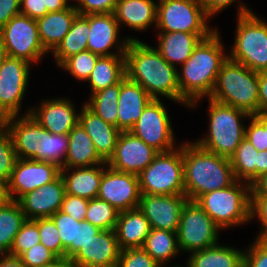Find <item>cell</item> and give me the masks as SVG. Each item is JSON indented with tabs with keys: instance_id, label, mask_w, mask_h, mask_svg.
Segmentation results:
<instances>
[{
	"instance_id": "obj_24",
	"label": "cell",
	"mask_w": 267,
	"mask_h": 267,
	"mask_svg": "<svg viewBox=\"0 0 267 267\" xmlns=\"http://www.w3.org/2000/svg\"><path fill=\"white\" fill-rule=\"evenodd\" d=\"M79 124L92 139L97 153L107 162L114 154L120 130L102 120L84 103L79 110Z\"/></svg>"
},
{
	"instance_id": "obj_59",
	"label": "cell",
	"mask_w": 267,
	"mask_h": 267,
	"mask_svg": "<svg viewBox=\"0 0 267 267\" xmlns=\"http://www.w3.org/2000/svg\"><path fill=\"white\" fill-rule=\"evenodd\" d=\"M267 173V150L258 152V165H256V178Z\"/></svg>"
},
{
	"instance_id": "obj_42",
	"label": "cell",
	"mask_w": 267,
	"mask_h": 267,
	"mask_svg": "<svg viewBox=\"0 0 267 267\" xmlns=\"http://www.w3.org/2000/svg\"><path fill=\"white\" fill-rule=\"evenodd\" d=\"M59 231L62 247L65 250V259L71 260V244H76L77 221L69 214L58 210L51 216Z\"/></svg>"
},
{
	"instance_id": "obj_12",
	"label": "cell",
	"mask_w": 267,
	"mask_h": 267,
	"mask_svg": "<svg viewBox=\"0 0 267 267\" xmlns=\"http://www.w3.org/2000/svg\"><path fill=\"white\" fill-rule=\"evenodd\" d=\"M166 108L161 100L152 99L129 130L158 152H168L177 148L172 122Z\"/></svg>"
},
{
	"instance_id": "obj_33",
	"label": "cell",
	"mask_w": 267,
	"mask_h": 267,
	"mask_svg": "<svg viewBox=\"0 0 267 267\" xmlns=\"http://www.w3.org/2000/svg\"><path fill=\"white\" fill-rule=\"evenodd\" d=\"M89 33V15L78 14L72 22L70 31L52 52L56 65L59 66L72 55L88 50Z\"/></svg>"
},
{
	"instance_id": "obj_6",
	"label": "cell",
	"mask_w": 267,
	"mask_h": 267,
	"mask_svg": "<svg viewBox=\"0 0 267 267\" xmlns=\"http://www.w3.org/2000/svg\"><path fill=\"white\" fill-rule=\"evenodd\" d=\"M208 134L194 142L201 148L230 158L245 137L243 119L251 117L247 112L208 98Z\"/></svg>"
},
{
	"instance_id": "obj_40",
	"label": "cell",
	"mask_w": 267,
	"mask_h": 267,
	"mask_svg": "<svg viewBox=\"0 0 267 267\" xmlns=\"http://www.w3.org/2000/svg\"><path fill=\"white\" fill-rule=\"evenodd\" d=\"M99 57V55L86 50L65 59L58 67L67 71L74 79L86 82Z\"/></svg>"
},
{
	"instance_id": "obj_23",
	"label": "cell",
	"mask_w": 267,
	"mask_h": 267,
	"mask_svg": "<svg viewBox=\"0 0 267 267\" xmlns=\"http://www.w3.org/2000/svg\"><path fill=\"white\" fill-rule=\"evenodd\" d=\"M152 100L146 90L126 75L120 80L118 97V129L129 131Z\"/></svg>"
},
{
	"instance_id": "obj_47",
	"label": "cell",
	"mask_w": 267,
	"mask_h": 267,
	"mask_svg": "<svg viewBox=\"0 0 267 267\" xmlns=\"http://www.w3.org/2000/svg\"><path fill=\"white\" fill-rule=\"evenodd\" d=\"M19 258L26 267H43L58 259V257L42 243H38L26 250Z\"/></svg>"
},
{
	"instance_id": "obj_26",
	"label": "cell",
	"mask_w": 267,
	"mask_h": 267,
	"mask_svg": "<svg viewBox=\"0 0 267 267\" xmlns=\"http://www.w3.org/2000/svg\"><path fill=\"white\" fill-rule=\"evenodd\" d=\"M150 230L149 221L138 207L121 211L114 228L121 250L143 247Z\"/></svg>"
},
{
	"instance_id": "obj_27",
	"label": "cell",
	"mask_w": 267,
	"mask_h": 267,
	"mask_svg": "<svg viewBox=\"0 0 267 267\" xmlns=\"http://www.w3.org/2000/svg\"><path fill=\"white\" fill-rule=\"evenodd\" d=\"M78 11L71 4L68 8L59 12H48L37 19L40 41L44 49L52 53L70 31L71 25Z\"/></svg>"
},
{
	"instance_id": "obj_56",
	"label": "cell",
	"mask_w": 267,
	"mask_h": 267,
	"mask_svg": "<svg viewBox=\"0 0 267 267\" xmlns=\"http://www.w3.org/2000/svg\"><path fill=\"white\" fill-rule=\"evenodd\" d=\"M238 0H200L206 14L212 18Z\"/></svg>"
},
{
	"instance_id": "obj_38",
	"label": "cell",
	"mask_w": 267,
	"mask_h": 267,
	"mask_svg": "<svg viewBox=\"0 0 267 267\" xmlns=\"http://www.w3.org/2000/svg\"><path fill=\"white\" fill-rule=\"evenodd\" d=\"M68 152V134H54L43 128L41 153L35 159L58 166L65 164Z\"/></svg>"
},
{
	"instance_id": "obj_10",
	"label": "cell",
	"mask_w": 267,
	"mask_h": 267,
	"mask_svg": "<svg viewBox=\"0 0 267 267\" xmlns=\"http://www.w3.org/2000/svg\"><path fill=\"white\" fill-rule=\"evenodd\" d=\"M219 228L211 217L195 202L187 201L181 211L177 233L180 251L193 253L217 245Z\"/></svg>"
},
{
	"instance_id": "obj_41",
	"label": "cell",
	"mask_w": 267,
	"mask_h": 267,
	"mask_svg": "<svg viewBox=\"0 0 267 267\" xmlns=\"http://www.w3.org/2000/svg\"><path fill=\"white\" fill-rule=\"evenodd\" d=\"M17 154L14 150L11 135L6 126L0 122V178L9 182L14 170Z\"/></svg>"
},
{
	"instance_id": "obj_60",
	"label": "cell",
	"mask_w": 267,
	"mask_h": 267,
	"mask_svg": "<svg viewBox=\"0 0 267 267\" xmlns=\"http://www.w3.org/2000/svg\"><path fill=\"white\" fill-rule=\"evenodd\" d=\"M8 193V182L0 178V206L10 201Z\"/></svg>"
},
{
	"instance_id": "obj_15",
	"label": "cell",
	"mask_w": 267,
	"mask_h": 267,
	"mask_svg": "<svg viewBox=\"0 0 267 267\" xmlns=\"http://www.w3.org/2000/svg\"><path fill=\"white\" fill-rule=\"evenodd\" d=\"M89 27L88 50L99 56L125 55L129 41L138 40L133 36L120 39V27L114 13L89 14ZM112 48L115 51L112 52Z\"/></svg>"
},
{
	"instance_id": "obj_16",
	"label": "cell",
	"mask_w": 267,
	"mask_h": 267,
	"mask_svg": "<svg viewBox=\"0 0 267 267\" xmlns=\"http://www.w3.org/2000/svg\"><path fill=\"white\" fill-rule=\"evenodd\" d=\"M60 174L61 169L54 164L18 158L8 182L10 199L17 201L24 194L52 182Z\"/></svg>"
},
{
	"instance_id": "obj_21",
	"label": "cell",
	"mask_w": 267,
	"mask_h": 267,
	"mask_svg": "<svg viewBox=\"0 0 267 267\" xmlns=\"http://www.w3.org/2000/svg\"><path fill=\"white\" fill-rule=\"evenodd\" d=\"M21 115L5 118L1 122L11 135L17 157L36 159L41 153L43 127L30 114Z\"/></svg>"
},
{
	"instance_id": "obj_58",
	"label": "cell",
	"mask_w": 267,
	"mask_h": 267,
	"mask_svg": "<svg viewBox=\"0 0 267 267\" xmlns=\"http://www.w3.org/2000/svg\"><path fill=\"white\" fill-rule=\"evenodd\" d=\"M43 9H47L48 12H59L68 8L71 4L69 0H42Z\"/></svg>"
},
{
	"instance_id": "obj_43",
	"label": "cell",
	"mask_w": 267,
	"mask_h": 267,
	"mask_svg": "<svg viewBox=\"0 0 267 267\" xmlns=\"http://www.w3.org/2000/svg\"><path fill=\"white\" fill-rule=\"evenodd\" d=\"M40 243L53 252L58 258L65 259V250L59 237V231L51 217L37 218Z\"/></svg>"
},
{
	"instance_id": "obj_51",
	"label": "cell",
	"mask_w": 267,
	"mask_h": 267,
	"mask_svg": "<svg viewBox=\"0 0 267 267\" xmlns=\"http://www.w3.org/2000/svg\"><path fill=\"white\" fill-rule=\"evenodd\" d=\"M250 217L261 225L256 238H267V197H251Z\"/></svg>"
},
{
	"instance_id": "obj_62",
	"label": "cell",
	"mask_w": 267,
	"mask_h": 267,
	"mask_svg": "<svg viewBox=\"0 0 267 267\" xmlns=\"http://www.w3.org/2000/svg\"><path fill=\"white\" fill-rule=\"evenodd\" d=\"M43 267H74L70 260L58 258L54 262L44 265Z\"/></svg>"
},
{
	"instance_id": "obj_61",
	"label": "cell",
	"mask_w": 267,
	"mask_h": 267,
	"mask_svg": "<svg viewBox=\"0 0 267 267\" xmlns=\"http://www.w3.org/2000/svg\"><path fill=\"white\" fill-rule=\"evenodd\" d=\"M0 267H26L19 257L8 256L0 262Z\"/></svg>"
},
{
	"instance_id": "obj_2",
	"label": "cell",
	"mask_w": 267,
	"mask_h": 267,
	"mask_svg": "<svg viewBox=\"0 0 267 267\" xmlns=\"http://www.w3.org/2000/svg\"><path fill=\"white\" fill-rule=\"evenodd\" d=\"M126 76L142 86L152 99L160 96L181 104L178 68L170 65L153 46L130 40L125 52Z\"/></svg>"
},
{
	"instance_id": "obj_32",
	"label": "cell",
	"mask_w": 267,
	"mask_h": 267,
	"mask_svg": "<svg viewBox=\"0 0 267 267\" xmlns=\"http://www.w3.org/2000/svg\"><path fill=\"white\" fill-rule=\"evenodd\" d=\"M125 75V55L100 56L86 81L90 85L89 95L118 83Z\"/></svg>"
},
{
	"instance_id": "obj_22",
	"label": "cell",
	"mask_w": 267,
	"mask_h": 267,
	"mask_svg": "<svg viewBox=\"0 0 267 267\" xmlns=\"http://www.w3.org/2000/svg\"><path fill=\"white\" fill-rule=\"evenodd\" d=\"M120 251L113 230H101L70 260L74 267H96L118 262Z\"/></svg>"
},
{
	"instance_id": "obj_55",
	"label": "cell",
	"mask_w": 267,
	"mask_h": 267,
	"mask_svg": "<svg viewBox=\"0 0 267 267\" xmlns=\"http://www.w3.org/2000/svg\"><path fill=\"white\" fill-rule=\"evenodd\" d=\"M259 104L258 113L267 118V72H259Z\"/></svg>"
},
{
	"instance_id": "obj_31",
	"label": "cell",
	"mask_w": 267,
	"mask_h": 267,
	"mask_svg": "<svg viewBox=\"0 0 267 267\" xmlns=\"http://www.w3.org/2000/svg\"><path fill=\"white\" fill-rule=\"evenodd\" d=\"M244 253L242 249L219 243L190 253L186 264L188 267H244Z\"/></svg>"
},
{
	"instance_id": "obj_46",
	"label": "cell",
	"mask_w": 267,
	"mask_h": 267,
	"mask_svg": "<svg viewBox=\"0 0 267 267\" xmlns=\"http://www.w3.org/2000/svg\"><path fill=\"white\" fill-rule=\"evenodd\" d=\"M120 267H161L142 247L120 251Z\"/></svg>"
},
{
	"instance_id": "obj_54",
	"label": "cell",
	"mask_w": 267,
	"mask_h": 267,
	"mask_svg": "<svg viewBox=\"0 0 267 267\" xmlns=\"http://www.w3.org/2000/svg\"><path fill=\"white\" fill-rule=\"evenodd\" d=\"M20 13V0H0V29Z\"/></svg>"
},
{
	"instance_id": "obj_11",
	"label": "cell",
	"mask_w": 267,
	"mask_h": 267,
	"mask_svg": "<svg viewBox=\"0 0 267 267\" xmlns=\"http://www.w3.org/2000/svg\"><path fill=\"white\" fill-rule=\"evenodd\" d=\"M0 41L7 56L32 65L48 55L40 41L37 21L22 14L11 18L0 29Z\"/></svg>"
},
{
	"instance_id": "obj_3",
	"label": "cell",
	"mask_w": 267,
	"mask_h": 267,
	"mask_svg": "<svg viewBox=\"0 0 267 267\" xmlns=\"http://www.w3.org/2000/svg\"><path fill=\"white\" fill-rule=\"evenodd\" d=\"M183 176L189 201L225 188L236 180L229 158L209 152L194 141L183 143Z\"/></svg>"
},
{
	"instance_id": "obj_1",
	"label": "cell",
	"mask_w": 267,
	"mask_h": 267,
	"mask_svg": "<svg viewBox=\"0 0 267 267\" xmlns=\"http://www.w3.org/2000/svg\"><path fill=\"white\" fill-rule=\"evenodd\" d=\"M218 29L202 39L191 56L177 71L181 104L197 108L198 102L209 98L222 64L227 60Z\"/></svg>"
},
{
	"instance_id": "obj_49",
	"label": "cell",
	"mask_w": 267,
	"mask_h": 267,
	"mask_svg": "<svg viewBox=\"0 0 267 267\" xmlns=\"http://www.w3.org/2000/svg\"><path fill=\"white\" fill-rule=\"evenodd\" d=\"M73 3L79 15L114 13L118 0H76Z\"/></svg>"
},
{
	"instance_id": "obj_44",
	"label": "cell",
	"mask_w": 267,
	"mask_h": 267,
	"mask_svg": "<svg viewBox=\"0 0 267 267\" xmlns=\"http://www.w3.org/2000/svg\"><path fill=\"white\" fill-rule=\"evenodd\" d=\"M40 243L38 224L34 220H27L16 234L10 256L19 257L23 252Z\"/></svg>"
},
{
	"instance_id": "obj_30",
	"label": "cell",
	"mask_w": 267,
	"mask_h": 267,
	"mask_svg": "<svg viewBox=\"0 0 267 267\" xmlns=\"http://www.w3.org/2000/svg\"><path fill=\"white\" fill-rule=\"evenodd\" d=\"M105 162L97 153L90 136L78 123L68 133V152L63 168L91 167Z\"/></svg>"
},
{
	"instance_id": "obj_17",
	"label": "cell",
	"mask_w": 267,
	"mask_h": 267,
	"mask_svg": "<svg viewBox=\"0 0 267 267\" xmlns=\"http://www.w3.org/2000/svg\"><path fill=\"white\" fill-rule=\"evenodd\" d=\"M159 152L130 131H121L114 154L107 165L114 170L138 175L154 159Z\"/></svg>"
},
{
	"instance_id": "obj_63",
	"label": "cell",
	"mask_w": 267,
	"mask_h": 267,
	"mask_svg": "<svg viewBox=\"0 0 267 267\" xmlns=\"http://www.w3.org/2000/svg\"><path fill=\"white\" fill-rule=\"evenodd\" d=\"M9 255V251L5 247L0 245V262L2 260H5Z\"/></svg>"
},
{
	"instance_id": "obj_29",
	"label": "cell",
	"mask_w": 267,
	"mask_h": 267,
	"mask_svg": "<svg viewBox=\"0 0 267 267\" xmlns=\"http://www.w3.org/2000/svg\"><path fill=\"white\" fill-rule=\"evenodd\" d=\"M156 49L174 67H180L191 56L202 38L197 34L184 32H158Z\"/></svg>"
},
{
	"instance_id": "obj_65",
	"label": "cell",
	"mask_w": 267,
	"mask_h": 267,
	"mask_svg": "<svg viewBox=\"0 0 267 267\" xmlns=\"http://www.w3.org/2000/svg\"><path fill=\"white\" fill-rule=\"evenodd\" d=\"M96 267H120V266H119V263L116 262V263H113V264H110V265H103V266H96Z\"/></svg>"
},
{
	"instance_id": "obj_64",
	"label": "cell",
	"mask_w": 267,
	"mask_h": 267,
	"mask_svg": "<svg viewBox=\"0 0 267 267\" xmlns=\"http://www.w3.org/2000/svg\"><path fill=\"white\" fill-rule=\"evenodd\" d=\"M6 56H7L6 52L4 51V48H3L1 41H0V68H1L2 63L4 62Z\"/></svg>"
},
{
	"instance_id": "obj_18",
	"label": "cell",
	"mask_w": 267,
	"mask_h": 267,
	"mask_svg": "<svg viewBox=\"0 0 267 267\" xmlns=\"http://www.w3.org/2000/svg\"><path fill=\"white\" fill-rule=\"evenodd\" d=\"M187 201L188 198L185 194H141L138 208L149 221L151 228L176 232L182 208Z\"/></svg>"
},
{
	"instance_id": "obj_20",
	"label": "cell",
	"mask_w": 267,
	"mask_h": 267,
	"mask_svg": "<svg viewBox=\"0 0 267 267\" xmlns=\"http://www.w3.org/2000/svg\"><path fill=\"white\" fill-rule=\"evenodd\" d=\"M65 195V182L60 174L52 182L24 194L17 202L25 218L27 220H34L37 218L51 217L58 210H61Z\"/></svg>"
},
{
	"instance_id": "obj_13",
	"label": "cell",
	"mask_w": 267,
	"mask_h": 267,
	"mask_svg": "<svg viewBox=\"0 0 267 267\" xmlns=\"http://www.w3.org/2000/svg\"><path fill=\"white\" fill-rule=\"evenodd\" d=\"M31 64L21 58L6 56L0 68V122L19 116L29 83Z\"/></svg>"
},
{
	"instance_id": "obj_48",
	"label": "cell",
	"mask_w": 267,
	"mask_h": 267,
	"mask_svg": "<svg viewBox=\"0 0 267 267\" xmlns=\"http://www.w3.org/2000/svg\"><path fill=\"white\" fill-rule=\"evenodd\" d=\"M244 253V267H267V238H255Z\"/></svg>"
},
{
	"instance_id": "obj_45",
	"label": "cell",
	"mask_w": 267,
	"mask_h": 267,
	"mask_svg": "<svg viewBox=\"0 0 267 267\" xmlns=\"http://www.w3.org/2000/svg\"><path fill=\"white\" fill-rule=\"evenodd\" d=\"M248 126L245 127V139H247L258 152L267 150V118L260 115H252Z\"/></svg>"
},
{
	"instance_id": "obj_9",
	"label": "cell",
	"mask_w": 267,
	"mask_h": 267,
	"mask_svg": "<svg viewBox=\"0 0 267 267\" xmlns=\"http://www.w3.org/2000/svg\"><path fill=\"white\" fill-rule=\"evenodd\" d=\"M157 32H184L207 38L216 30L210 28V17L200 0H158Z\"/></svg>"
},
{
	"instance_id": "obj_53",
	"label": "cell",
	"mask_w": 267,
	"mask_h": 267,
	"mask_svg": "<svg viewBox=\"0 0 267 267\" xmlns=\"http://www.w3.org/2000/svg\"><path fill=\"white\" fill-rule=\"evenodd\" d=\"M20 13L32 19H39L48 13L42 0H20Z\"/></svg>"
},
{
	"instance_id": "obj_28",
	"label": "cell",
	"mask_w": 267,
	"mask_h": 267,
	"mask_svg": "<svg viewBox=\"0 0 267 267\" xmlns=\"http://www.w3.org/2000/svg\"><path fill=\"white\" fill-rule=\"evenodd\" d=\"M107 162L91 167L62 168L66 194L85 199L97 198L100 181ZM71 172V173H70Z\"/></svg>"
},
{
	"instance_id": "obj_14",
	"label": "cell",
	"mask_w": 267,
	"mask_h": 267,
	"mask_svg": "<svg viewBox=\"0 0 267 267\" xmlns=\"http://www.w3.org/2000/svg\"><path fill=\"white\" fill-rule=\"evenodd\" d=\"M140 197L138 175L120 172L108 165L105 167L97 198L108 202L121 212L137 208Z\"/></svg>"
},
{
	"instance_id": "obj_50",
	"label": "cell",
	"mask_w": 267,
	"mask_h": 267,
	"mask_svg": "<svg viewBox=\"0 0 267 267\" xmlns=\"http://www.w3.org/2000/svg\"><path fill=\"white\" fill-rule=\"evenodd\" d=\"M88 207V199L66 194L62 203L61 211L69 214L77 221L84 220Z\"/></svg>"
},
{
	"instance_id": "obj_52",
	"label": "cell",
	"mask_w": 267,
	"mask_h": 267,
	"mask_svg": "<svg viewBox=\"0 0 267 267\" xmlns=\"http://www.w3.org/2000/svg\"><path fill=\"white\" fill-rule=\"evenodd\" d=\"M101 230L86 220L77 222L76 244H71V259Z\"/></svg>"
},
{
	"instance_id": "obj_34",
	"label": "cell",
	"mask_w": 267,
	"mask_h": 267,
	"mask_svg": "<svg viewBox=\"0 0 267 267\" xmlns=\"http://www.w3.org/2000/svg\"><path fill=\"white\" fill-rule=\"evenodd\" d=\"M160 266H168V262L180 253L177 233L168 230L151 228L142 247Z\"/></svg>"
},
{
	"instance_id": "obj_5",
	"label": "cell",
	"mask_w": 267,
	"mask_h": 267,
	"mask_svg": "<svg viewBox=\"0 0 267 267\" xmlns=\"http://www.w3.org/2000/svg\"><path fill=\"white\" fill-rule=\"evenodd\" d=\"M259 73L229 58L222 64L209 98L256 115L259 104Z\"/></svg>"
},
{
	"instance_id": "obj_19",
	"label": "cell",
	"mask_w": 267,
	"mask_h": 267,
	"mask_svg": "<svg viewBox=\"0 0 267 267\" xmlns=\"http://www.w3.org/2000/svg\"><path fill=\"white\" fill-rule=\"evenodd\" d=\"M70 98L45 99L40 105L24 112L30 114L45 130L54 134H68L79 123V112Z\"/></svg>"
},
{
	"instance_id": "obj_66",
	"label": "cell",
	"mask_w": 267,
	"mask_h": 267,
	"mask_svg": "<svg viewBox=\"0 0 267 267\" xmlns=\"http://www.w3.org/2000/svg\"><path fill=\"white\" fill-rule=\"evenodd\" d=\"M161 267H167V266H161ZM168 267H184V266H180V265H176V266H168ZM185 267H188V266H185Z\"/></svg>"
},
{
	"instance_id": "obj_35",
	"label": "cell",
	"mask_w": 267,
	"mask_h": 267,
	"mask_svg": "<svg viewBox=\"0 0 267 267\" xmlns=\"http://www.w3.org/2000/svg\"><path fill=\"white\" fill-rule=\"evenodd\" d=\"M120 81L90 96L84 104L102 120L118 128Z\"/></svg>"
},
{
	"instance_id": "obj_4",
	"label": "cell",
	"mask_w": 267,
	"mask_h": 267,
	"mask_svg": "<svg viewBox=\"0 0 267 267\" xmlns=\"http://www.w3.org/2000/svg\"><path fill=\"white\" fill-rule=\"evenodd\" d=\"M237 8V28L228 58L255 72H267V22L242 1Z\"/></svg>"
},
{
	"instance_id": "obj_7",
	"label": "cell",
	"mask_w": 267,
	"mask_h": 267,
	"mask_svg": "<svg viewBox=\"0 0 267 267\" xmlns=\"http://www.w3.org/2000/svg\"><path fill=\"white\" fill-rule=\"evenodd\" d=\"M195 202L221 230L251 221V191L247 182L235 180L225 188L200 195Z\"/></svg>"
},
{
	"instance_id": "obj_57",
	"label": "cell",
	"mask_w": 267,
	"mask_h": 267,
	"mask_svg": "<svg viewBox=\"0 0 267 267\" xmlns=\"http://www.w3.org/2000/svg\"><path fill=\"white\" fill-rule=\"evenodd\" d=\"M251 197H267V173L260 175L250 185Z\"/></svg>"
},
{
	"instance_id": "obj_36",
	"label": "cell",
	"mask_w": 267,
	"mask_h": 267,
	"mask_svg": "<svg viewBox=\"0 0 267 267\" xmlns=\"http://www.w3.org/2000/svg\"><path fill=\"white\" fill-rule=\"evenodd\" d=\"M229 159L235 179L251 185L256 179L258 150L244 138Z\"/></svg>"
},
{
	"instance_id": "obj_8",
	"label": "cell",
	"mask_w": 267,
	"mask_h": 267,
	"mask_svg": "<svg viewBox=\"0 0 267 267\" xmlns=\"http://www.w3.org/2000/svg\"><path fill=\"white\" fill-rule=\"evenodd\" d=\"M141 194H185L183 176V143L168 152H159L138 174Z\"/></svg>"
},
{
	"instance_id": "obj_39",
	"label": "cell",
	"mask_w": 267,
	"mask_h": 267,
	"mask_svg": "<svg viewBox=\"0 0 267 267\" xmlns=\"http://www.w3.org/2000/svg\"><path fill=\"white\" fill-rule=\"evenodd\" d=\"M119 211L108 202L99 198L88 200L87 212L84 220L100 230H113L118 220Z\"/></svg>"
},
{
	"instance_id": "obj_25",
	"label": "cell",
	"mask_w": 267,
	"mask_h": 267,
	"mask_svg": "<svg viewBox=\"0 0 267 267\" xmlns=\"http://www.w3.org/2000/svg\"><path fill=\"white\" fill-rule=\"evenodd\" d=\"M157 4L154 0H118L114 10L119 27L126 25L130 29L144 32L156 27Z\"/></svg>"
},
{
	"instance_id": "obj_37",
	"label": "cell",
	"mask_w": 267,
	"mask_h": 267,
	"mask_svg": "<svg viewBox=\"0 0 267 267\" xmlns=\"http://www.w3.org/2000/svg\"><path fill=\"white\" fill-rule=\"evenodd\" d=\"M25 221V215L17 201L10 200L0 206V245L9 252L16 234Z\"/></svg>"
}]
</instances>
